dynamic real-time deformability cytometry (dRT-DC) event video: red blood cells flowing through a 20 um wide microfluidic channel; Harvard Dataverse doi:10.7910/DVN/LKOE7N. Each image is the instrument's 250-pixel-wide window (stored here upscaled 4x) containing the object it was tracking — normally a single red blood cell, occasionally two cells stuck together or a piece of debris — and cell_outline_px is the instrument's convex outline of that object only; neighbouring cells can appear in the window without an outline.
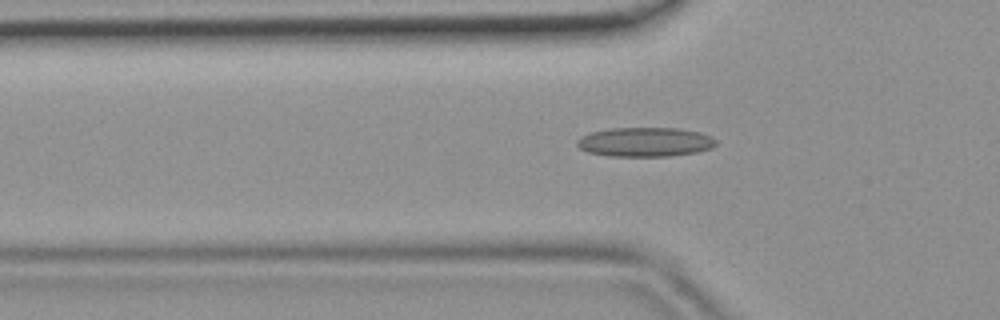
{"species": "common noctule bat (a hibernating species)", "species_latin": "Nyctalus noctula", "temperature_condition": "room temperature", "stored_images_in_passage": 42, "camera_frame_rate_fps": 3000, "um_per_image_px": 0.085, "animal": {"sex": "female", "body_mass_g": 19.9}, "frame": {"image": 1, "passage_image": 15, "time_ms": 4.667, "image_size_px": [1000, 320], "cell_outline_px": [[716, 144], [712, 148], [696, 152], [668, 156], [612, 156], [588, 152], [580, 148], [576, 144], [576, 140], [580, 136], [588, 132], [608, 128], [680, 128], [700, 132], [712, 136], [716, 140]], "centroid_in_image_um": [54.81, 12.06], "position_along_channel_um": 71.0, "area_um2": 23.93}}
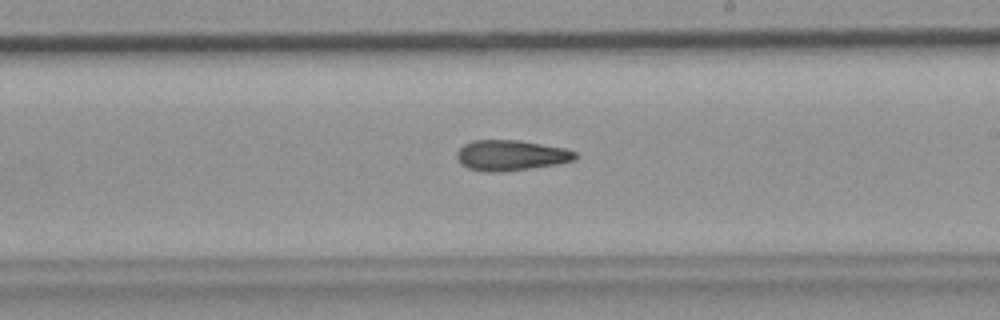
{"frame": {"image": 2, "passage_image": 27, "time_ms": 8.667, "image_size_px": [1000, 320], "cell_outline_px": [[580, 156], [572, 160], [556, 164], [500, 172], [492, 172], [468, 168], [460, 164], [456, 156], [456, 152], [464, 144], [472, 140], [516, 140], [564, 148], [576, 152]], "centroid_in_image_um": [43.39, 13.2], "position_along_channel_um": 245.6, "area_um2": 20.81}}
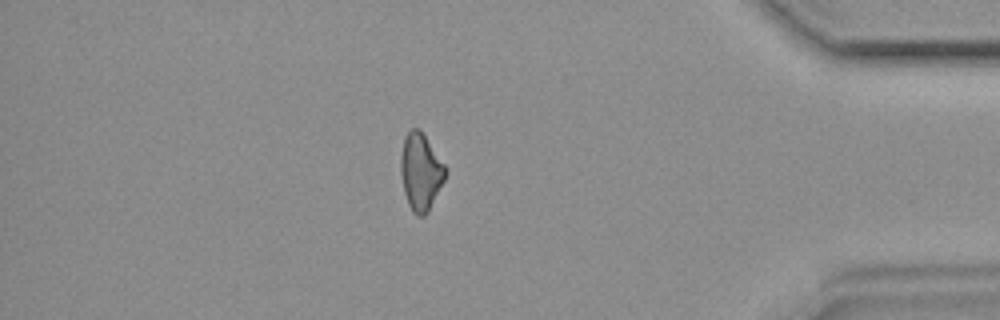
{"frame": {"image": 3, "passage_image": 40, "time_ms": 13.0, "image_size_px": [1000, 320], "cell_outline_px": [[448, 172], [428, 212], [424, 216], [416, 216], [412, 212], [408, 204], [404, 192], [400, 172], [400, 156], [404, 136], [412, 128], [420, 128], [448, 168]], "centroid_in_image_um": [35.76, 14.59], "position_along_channel_um": 399.4, "area_um2": 20.4}}